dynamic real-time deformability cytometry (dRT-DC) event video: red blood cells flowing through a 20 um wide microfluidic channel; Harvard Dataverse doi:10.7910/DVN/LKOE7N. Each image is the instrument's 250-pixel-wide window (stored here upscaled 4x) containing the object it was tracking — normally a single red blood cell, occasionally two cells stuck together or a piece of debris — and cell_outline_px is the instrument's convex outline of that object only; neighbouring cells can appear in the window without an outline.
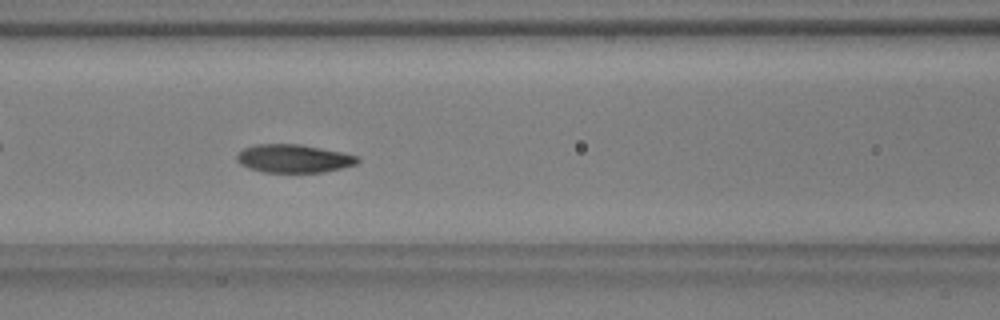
{"species": "common noctule bat (a hibernating species)", "species_latin": "Nyctalus noctula", "temperature_condition": "warm", "stored_images_in_passage": 54, "camera_frame_rate_fps": 3000, "um_per_image_px": 0.085, "animal": {"sex": "male", "body_mass_g": 17.9, "forearm_length_mm": 54.2}, "frame": {"image": 1, "passage_image": 24, "time_ms": 7.667, "image_size_px": [1000, 320], "cell_outline_px": [[360, 160], [356, 164], [324, 172], [264, 172], [248, 168], [240, 164], [236, 160], [236, 152], [244, 148], [256, 144], [300, 144], [344, 152], [360, 156]], "centroid_in_image_um": [24.95, 13.47], "position_along_channel_um": 141.6, "area_um2": 20.06}}
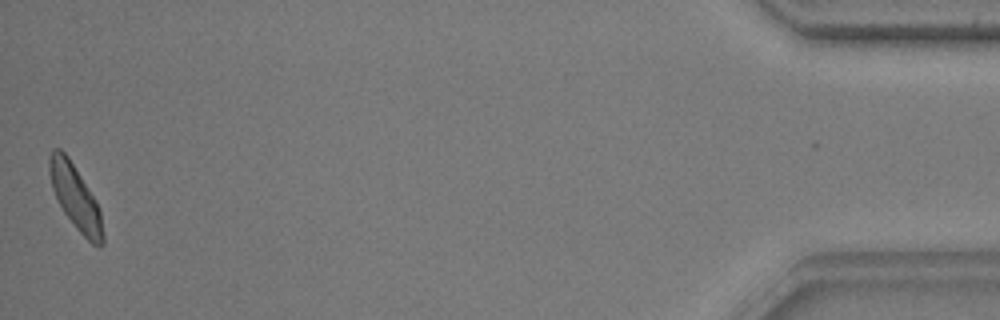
{"frame": {"image": 2, "passage_image": 54, "time_ms": 17.667, "image_size_px": [1000, 320], "cell_outline_px": [[104, 244], [100, 248], [92, 244], [76, 228], [64, 212], [52, 188], [48, 172], [48, 156], [52, 148], [60, 148], [68, 156], [96, 200], [100, 212], [104, 236]], "centroid_in_image_um": [6.4, 16.75], "position_along_channel_um": 428.8, "area_um2": 20.06}, "authors_computed_cell_mechanics": {"area_um2": 19.7098, "velocity_mm_per_s": 3.7248, "shape_relaxation_time_tau1_ms": 3.6028, "shape_relaxation_time_tau2_ms": 2.0682, "deformation_change_tau1": 0.1187, "deformation_change_tau2": 0.066}}